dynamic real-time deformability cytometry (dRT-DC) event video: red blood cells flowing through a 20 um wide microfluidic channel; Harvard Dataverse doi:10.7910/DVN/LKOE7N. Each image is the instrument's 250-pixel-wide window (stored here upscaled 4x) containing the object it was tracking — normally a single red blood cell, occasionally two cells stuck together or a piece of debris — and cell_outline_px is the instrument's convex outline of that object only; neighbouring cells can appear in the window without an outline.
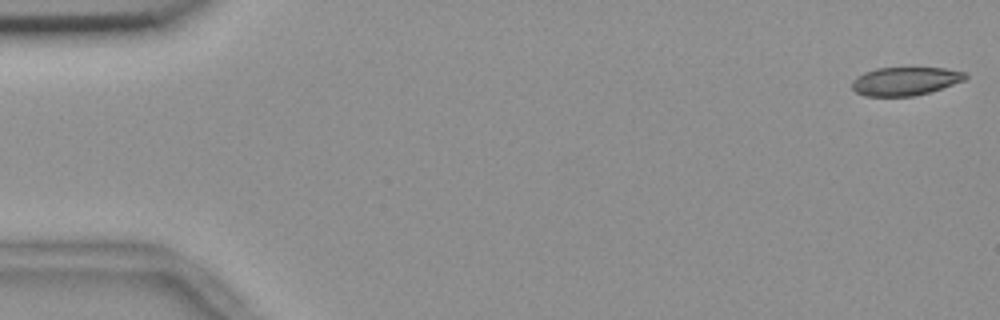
{"species": "common noctule bat (a hibernating species)", "species_latin": "Nyctalus noctula", "temperature_condition": "room temperature", "stored_images_in_passage": 17, "camera_frame_rate_fps": 3000, "um_per_image_px": 0.085, "animal": {"sex": "female", "body_mass_g": 18.4}, "frame": {"image": 1, "passage_image": 1, "time_ms": 0.0, "image_size_px": [1000, 320], "cell_outline_px": [[968, 76], [964, 80], [928, 92], [912, 96], [864, 96], [856, 92], [852, 88], [852, 80], [856, 76], [864, 72], [876, 68], [944, 68], [968, 72]], "centroid_in_image_um": [76.91, 6.89], "position_along_channel_um": 8.1, "area_um2": 18.67}}
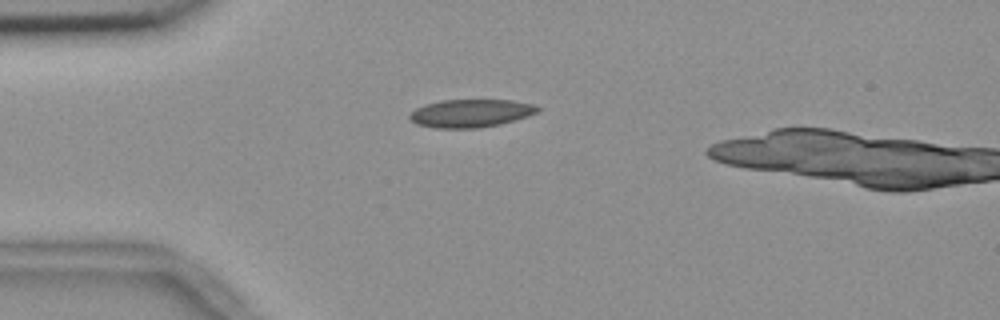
{"frame": {"image": 2, "passage_image": 14, "time_ms": 4.333, "image_size_px": [1000, 320], "cell_outline_px": [[540, 108], [536, 112], [528, 116], [516, 120], [500, 124], [480, 128], [436, 128], [416, 124], [408, 120], [408, 116], [416, 108], [440, 100], [512, 100], [532, 104]], "centroid_in_image_um": [39.99, 9.63], "position_along_channel_um": 45.0, "area_um2": 20.87}}